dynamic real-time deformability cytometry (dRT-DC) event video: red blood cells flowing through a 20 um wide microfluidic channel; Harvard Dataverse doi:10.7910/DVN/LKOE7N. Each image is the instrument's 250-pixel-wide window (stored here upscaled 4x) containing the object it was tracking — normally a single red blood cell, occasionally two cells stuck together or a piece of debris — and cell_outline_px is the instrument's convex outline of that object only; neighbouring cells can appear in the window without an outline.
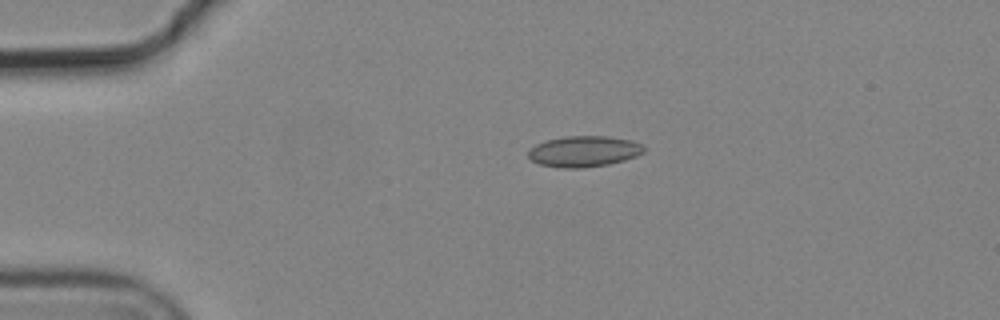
{"species": "common noctule bat (a hibernating species)", "species_latin": "Nyctalus noctula", "temperature_condition": "cold", "stored_images_in_passage": 3, "camera_frame_rate_fps": 3000, "um_per_image_px": 0.085, "animal": {"sex": "male", "body_mass_g": 19.2, "forearm_length_mm": 51.8}, "frame": {"image": 1, "passage_image": 1, "time_ms": 0.0, "image_size_px": [1000, 320], "cell_outline_px": [[644, 152], [636, 156], [624, 160], [608, 164], [580, 168], [560, 168], [540, 164], [532, 160], [528, 156], [528, 148], [544, 140], [564, 136], [608, 136], [632, 140], [640, 144], [644, 148]], "centroid_in_image_um": [49.59, 12.86], "position_along_channel_um": 35.4, "area_um2": 20.92}}
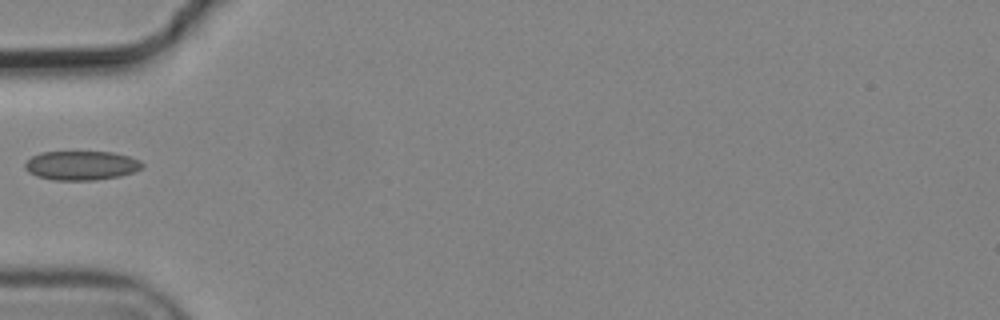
{"frame": {"image": 2, "passage_image": 3, "time_ms": 0.667, "image_size_px": [1000, 320], "cell_outline_px": [[144, 168], [120, 176], [96, 180], [52, 180], [36, 176], [28, 172], [24, 168], [24, 164], [32, 156], [40, 152], [112, 152], [128, 156], [140, 160], [144, 164]], "centroid_in_image_um": [6.91, 14.07], "position_along_channel_um": 78.1, "area_um2": 20.06}}